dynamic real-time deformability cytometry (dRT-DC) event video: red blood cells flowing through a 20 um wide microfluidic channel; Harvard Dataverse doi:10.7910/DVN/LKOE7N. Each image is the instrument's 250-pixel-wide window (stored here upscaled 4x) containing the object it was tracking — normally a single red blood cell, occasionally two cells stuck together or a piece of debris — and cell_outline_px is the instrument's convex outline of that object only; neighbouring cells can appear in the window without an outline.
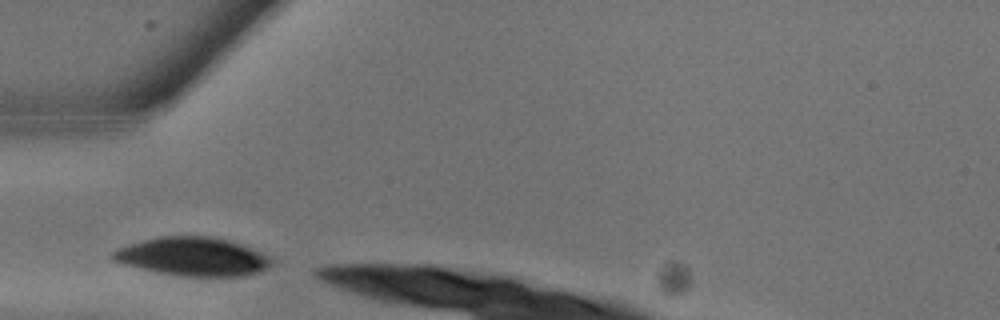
{"species": "common noctule bat (a hibernating species)", "species_latin": "Nyctalus noctula", "temperature_condition": "warm", "stored_images_in_passage": 3, "camera_frame_rate_fps": 3000, "um_per_image_px": 0.085, "animal": {"sex": "male", "body_mass_g": 13.3}, "frame": {"image": 1, "passage_image": 1, "time_ms": 0.0, "image_size_px": [1000, 320], "cell_outline_px": [[276, 264], [268, 268], [244, 276], [184, 276], [160, 272], [140, 268], [124, 264], [112, 260], [112, 252], [116, 248], [144, 240], [160, 236], [216, 236], [232, 240], [272, 256], [276, 260]], "centroid_in_image_um": [16.48, 21.8], "position_along_channel_um": 68.5, "area_um2": 35.95}}